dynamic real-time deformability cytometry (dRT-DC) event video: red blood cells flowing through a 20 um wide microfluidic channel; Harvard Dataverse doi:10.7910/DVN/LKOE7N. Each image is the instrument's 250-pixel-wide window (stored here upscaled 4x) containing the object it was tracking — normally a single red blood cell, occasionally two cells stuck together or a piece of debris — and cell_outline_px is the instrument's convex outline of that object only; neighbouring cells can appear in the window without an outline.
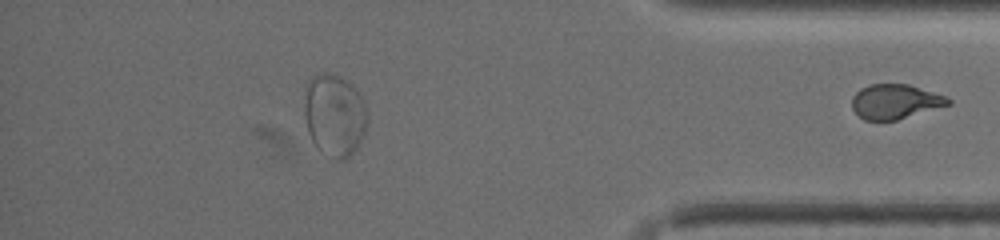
{"species": "common noctule bat (a hibernating species)", "species_latin": "Nyctalus noctula", "temperature_condition": "warm", "stored_images_in_passage": 56, "segment_of_instrument_passage": [2, 2], "camera_frame_rate_fps": 3000, "um_per_image_px": 0.085, "animal": {"sex": "female", "body_mass_g": 19.5, "forearm_length_mm": 54.1}, "frame": {"image": 1, "passage_image": 56, "time_ms": 15.667, "image_size_px": [1000, 240], "cell_outline_px": [[952, 104], [896, 120], [864, 120], [852, 108], [852, 96], [860, 88], [868, 84], [908, 84], [948, 96], [952, 100]], "centroid_in_image_um": [76.12, 8.62], "position_along_channel_um": 359.1, "area_um2": 19.54}}